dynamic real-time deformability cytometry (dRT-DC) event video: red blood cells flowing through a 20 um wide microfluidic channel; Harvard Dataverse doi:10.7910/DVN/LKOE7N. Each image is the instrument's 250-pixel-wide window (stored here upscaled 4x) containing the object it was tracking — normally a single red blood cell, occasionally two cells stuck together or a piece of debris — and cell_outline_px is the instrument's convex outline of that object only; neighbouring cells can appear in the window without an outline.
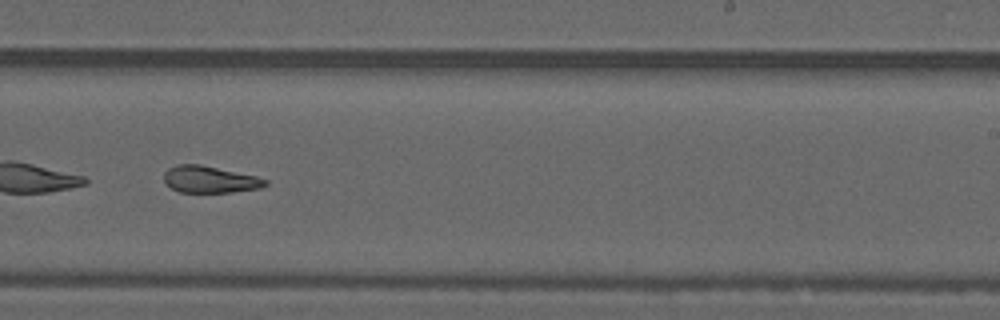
{"species": "common noctule bat (a hibernating species)", "species_latin": "Nyctalus noctula", "temperature_condition": "warm", "stored_images_in_passage": 45, "camera_frame_rate_fps": 3000, "um_per_image_px": 0.085, "animal": {"sex": "male", "forearm_length_mm": 52.5}, "frame": {"image": 1, "passage_image": 26, "time_ms": 8.333, "image_size_px": [1000, 320], "cell_outline_px": [[268, 184], [260, 188], [232, 192], [180, 192], [164, 184], [164, 172], [168, 168], [176, 164], [200, 164], [256, 176], [268, 180]], "centroid_in_image_um": [17.81, 15.25], "position_along_channel_um": 271.2, "area_um2": 15.9}, "authors_computed_cell_mechanics": {"area_um2": 16.9932, "velocity_mm_per_s": 3.7233, "shape_relaxation_time_tau1_ms": null, "shape_relaxation_time_tau2_ms": 2.8134, "deformation_change_tau1": null, "deformation_change_tau2": 0.106}}